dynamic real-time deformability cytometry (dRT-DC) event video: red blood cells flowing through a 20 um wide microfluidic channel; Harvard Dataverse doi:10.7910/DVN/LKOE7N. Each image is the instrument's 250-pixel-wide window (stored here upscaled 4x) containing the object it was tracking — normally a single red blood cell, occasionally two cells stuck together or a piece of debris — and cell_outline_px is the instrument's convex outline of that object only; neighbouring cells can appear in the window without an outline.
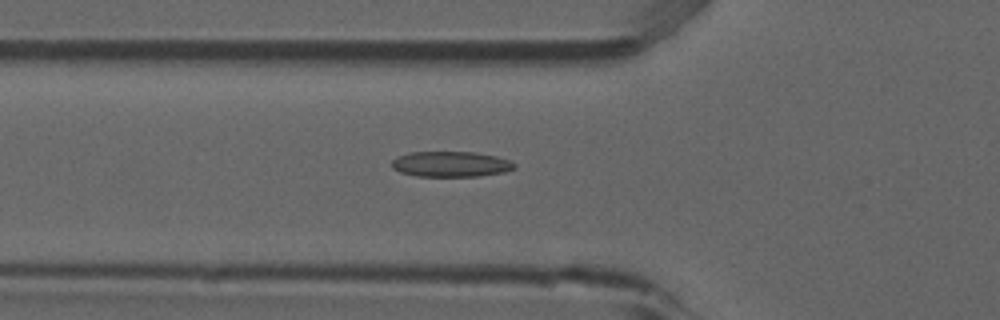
{"species": "common noctule bat (a hibernating species)", "species_latin": "Nyctalus noctula", "temperature_condition": "room temperature", "stored_images_in_passage": 53, "camera_frame_rate_fps": 3000, "um_per_image_px": 0.085, "animal": {"sex": "male", "forearm_length_mm": 52.5}, "frame": {"image": 1, "passage_image": 19, "time_ms": 6.0, "image_size_px": [1000, 320], "cell_outline_px": [[516, 168], [504, 172], [480, 176], [416, 176], [400, 172], [392, 168], [392, 160], [396, 156], [408, 152], [472, 152], [496, 156], [508, 160], [516, 164]], "centroid_in_image_um": [38.29, 13.95], "position_along_channel_um": 87.5, "area_um2": 18.26}}
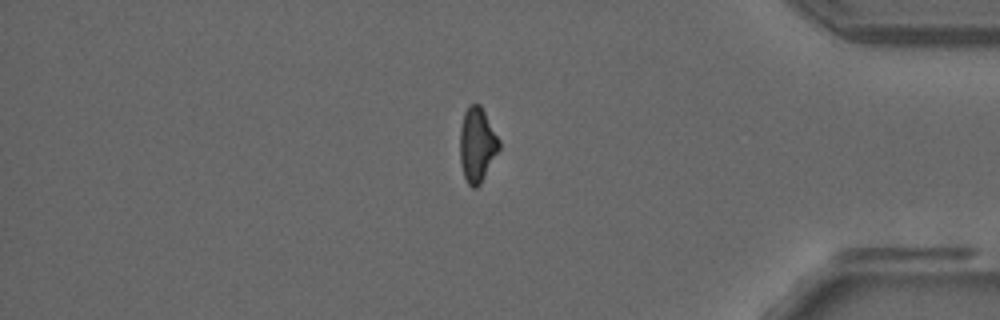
{"frame": {"image": 2, "passage_image": 45, "time_ms": 14.667, "image_size_px": [1000, 320], "cell_outline_px": [[500, 148], [480, 184], [476, 188], [472, 188], [468, 184], [464, 176], [460, 164], [460, 128], [464, 112], [468, 104], [480, 104], [500, 140]], "centroid_in_image_um": [40.54, 12.29], "position_along_channel_um": 394.7, "area_um2": 17.05}}
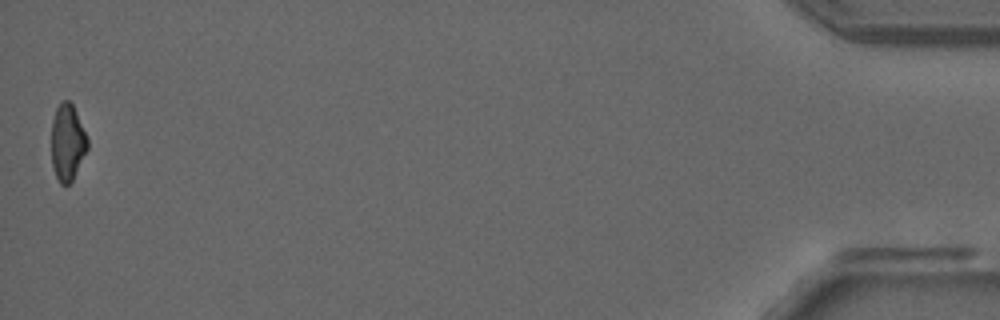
{"frame": {"image": 3, "passage_image": 53, "time_ms": 17.333, "image_size_px": [1000, 320], "cell_outline_px": [[88, 148], [72, 180], [68, 184], [60, 184], [56, 176], [52, 164], [52, 120], [56, 108], [64, 100], [68, 100], [72, 104], [76, 112], [88, 140]], "centroid_in_image_um": [5.73, 12.11], "position_along_channel_um": 429.5, "area_um2": 15.78}, "authors_computed_cell_mechanics": {"area_um2": 17.9758, "velocity_mm_per_s": 3.8891, "shape_relaxation_time_tau1_ms": null, "shape_relaxation_time_tau2_ms": 2.877, "deformation_change_tau1": null, "deformation_change_tau2": 0.119}}